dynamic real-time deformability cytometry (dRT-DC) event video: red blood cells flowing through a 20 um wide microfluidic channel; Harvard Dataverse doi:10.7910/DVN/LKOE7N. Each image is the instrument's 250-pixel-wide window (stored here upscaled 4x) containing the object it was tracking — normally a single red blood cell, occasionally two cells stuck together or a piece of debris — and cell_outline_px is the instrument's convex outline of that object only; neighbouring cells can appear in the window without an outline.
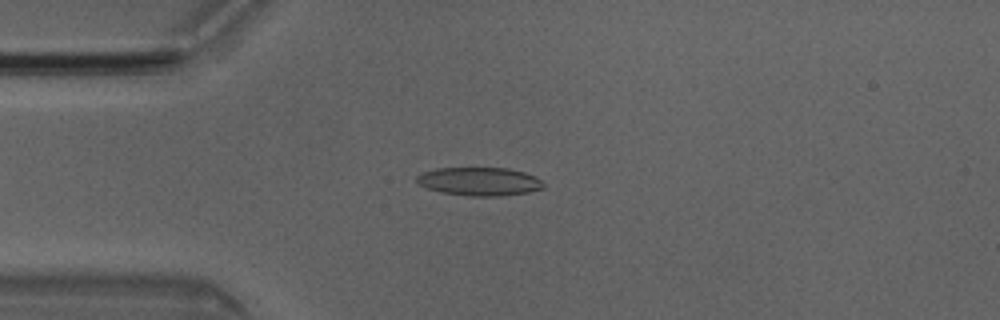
{"species": "Egyptian fruit bat (a non-hibernating species)", "species_latin": "Rousettus aegyptiacus", "temperature_condition": "room temperature", "stored_images_in_passage": 4, "camera_frame_rate_fps": 3000, "um_per_image_px": 0.085, "animal": {"sex": "male"}, "frame": {"image": 1, "passage_image": 3, "time_ms": 0.667, "image_size_px": [1000, 320], "cell_outline_px": [[544, 188], [528, 192], [500, 196], [468, 196], [440, 192], [428, 188], [420, 184], [416, 180], [416, 176], [424, 172], [436, 168], [508, 168], [524, 172], [536, 176], [544, 184]], "centroid_in_image_um": [40.77, 15.42], "position_along_channel_um": 44.2, "area_um2": 20.92}}